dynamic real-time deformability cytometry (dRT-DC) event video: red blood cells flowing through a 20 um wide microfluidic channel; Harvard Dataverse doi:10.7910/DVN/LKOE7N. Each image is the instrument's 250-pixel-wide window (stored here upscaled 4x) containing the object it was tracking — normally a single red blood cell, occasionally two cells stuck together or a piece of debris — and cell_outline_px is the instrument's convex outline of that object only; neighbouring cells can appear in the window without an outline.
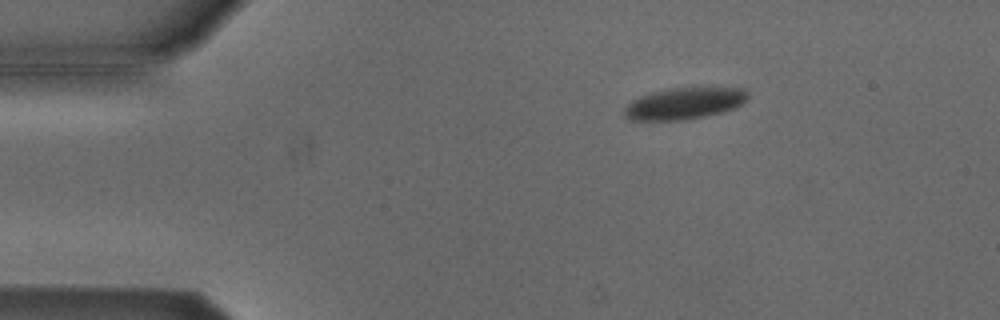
{"species": "Egyptian fruit bat (a non-hibernating species)", "species_latin": "Rousettus aegyptiacus", "temperature_condition": "cold", "stored_images_in_passage": 47, "camera_frame_rate_fps": 3000, "um_per_image_px": 0.085, "animal": {"sex": "male"}, "frame": {"image": 1, "passage_image": 2, "time_ms": 0.333, "image_size_px": [1000, 320], "cell_outline_px": [[748, 100], [736, 108], [704, 116], [684, 120], [632, 120], [624, 116], [624, 108], [632, 100], [640, 96], [652, 92], [672, 88], [748, 88]], "centroid_in_image_um": [58.2, 8.79], "position_along_channel_um": 26.8, "area_um2": 22.72}}
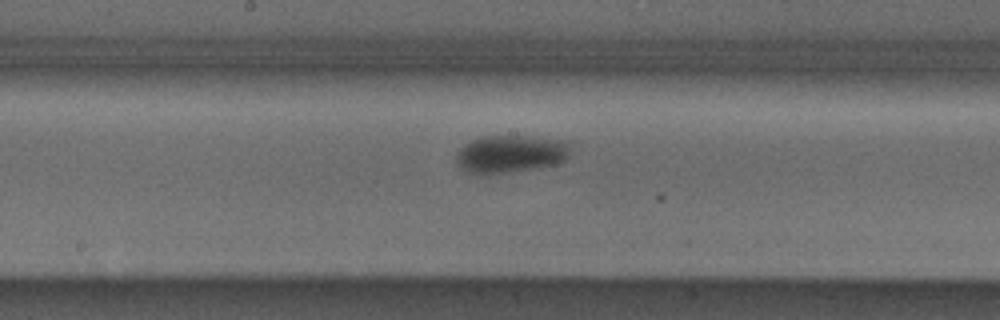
{"frame": {"image": 2, "passage_image": 21, "time_ms": 6.667, "image_size_px": [1000, 320], "cell_outline_px": [[568, 156], [564, 160], [556, 164], [536, 168], [488, 176], [468, 172], [460, 168], [456, 164], [456, 152], [464, 144], [472, 140], [484, 136], [532, 136], [568, 140]], "centroid_in_image_um": [43.35, 13.1], "position_along_channel_um": 204.8, "area_um2": 25.55}}
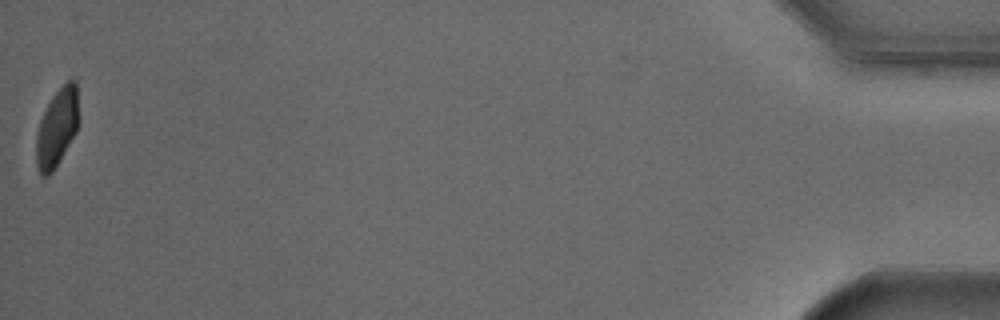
{"frame": {"image": 3, "passage_image": 47, "time_ms": 15.333, "image_size_px": [1000, 320], "cell_outline_px": [[80, 120], [76, 132], [52, 172], [48, 176], [40, 176], [36, 164], [36, 136], [40, 120], [52, 96], [68, 80], [76, 80]], "centroid_in_image_um": [4.86, 10.84], "position_along_channel_um": 430.3, "area_um2": 19.36}, "authors_computed_cell_mechanics": {"area_um2": 23.4668, "velocity_mm_per_s": 3.7849, "shape_relaxation_time_tau1_ms": 2.4584, "shape_relaxation_time_tau2_ms": null, "deformation_change_tau1": 0.0884, "deformation_change_tau2": null}}